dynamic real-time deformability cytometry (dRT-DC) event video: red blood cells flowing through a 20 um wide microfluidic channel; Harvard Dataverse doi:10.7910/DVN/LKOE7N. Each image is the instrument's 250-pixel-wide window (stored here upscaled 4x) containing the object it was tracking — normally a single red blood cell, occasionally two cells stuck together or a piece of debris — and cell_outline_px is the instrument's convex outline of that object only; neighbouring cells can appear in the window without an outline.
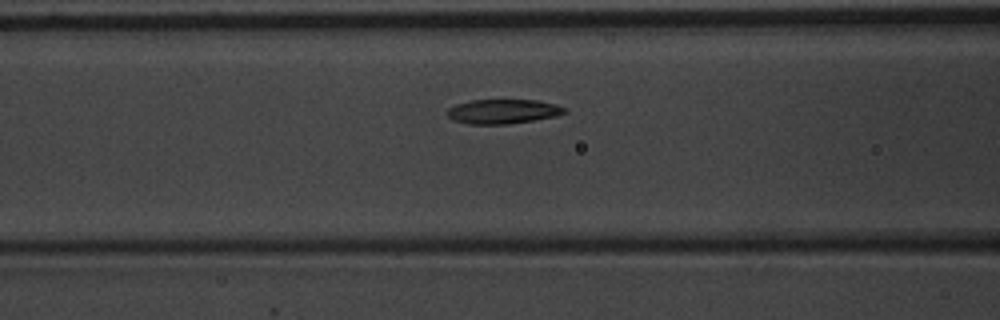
{"species": "common noctule bat (a hibernating species)", "species_latin": "Nyctalus noctula", "temperature_condition": "warm", "stored_images_in_passage": 39, "camera_frame_rate_fps": 3000, "um_per_image_px": 0.085, "animal": {"sex": "male", "body_mass_g": 20.1, "forearm_length_mm": 53.5}, "frame": {"image": 1, "passage_image": 13, "time_ms": 4.0, "image_size_px": [1000, 320], "cell_outline_px": [[568, 112], [556, 116], [508, 124], [468, 124], [452, 120], [444, 112], [448, 108], [456, 104], [472, 100], [536, 100], [556, 104], [568, 108]], "centroid_in_image_um": [42.74, 9.47], "position_along_channel_um": 123.9, "area_um2": 16.88}}
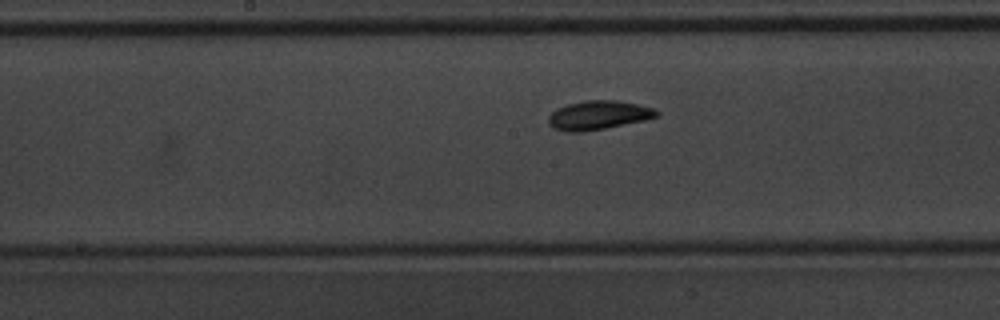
{"frame": {"image": 2, "passage_image": 19, "time_ms": 6.0, "image_size_px": [1000, 320], "cell_outline_px": [[660, 112], [656, 116], [644, 120], [584, 132], [568, 132], [552, 128], [548, 124], [548, 116], [556, 108], [568, 104], [588, 100], [616, 100], [636, 104], [652, 108]], "centroid_in_image_um": [50.8, 9.79], "position_along_channel_um": 197.4, "area_um2": 18.09}}
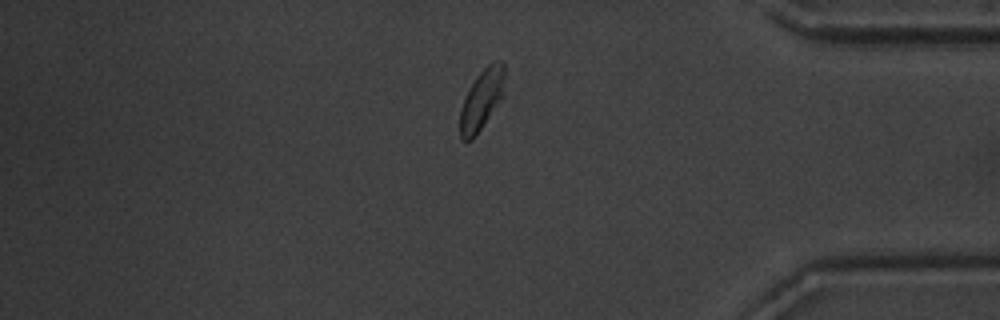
{"frame": {"image": 3, "passage_image": 37, "time_ms": 12.0, "image_size_px": [1000, 320], "cell_outline_px": [[504, 96], [472, 140], [460, 140], [460, 108], [468, 88], [476, 76], [488, 64], [496, 60], [504, 60]], "centroid_in_image_um": [40.95, 8.43], "position_along_channel_um": 394.3, "area_um2": 15.9}}